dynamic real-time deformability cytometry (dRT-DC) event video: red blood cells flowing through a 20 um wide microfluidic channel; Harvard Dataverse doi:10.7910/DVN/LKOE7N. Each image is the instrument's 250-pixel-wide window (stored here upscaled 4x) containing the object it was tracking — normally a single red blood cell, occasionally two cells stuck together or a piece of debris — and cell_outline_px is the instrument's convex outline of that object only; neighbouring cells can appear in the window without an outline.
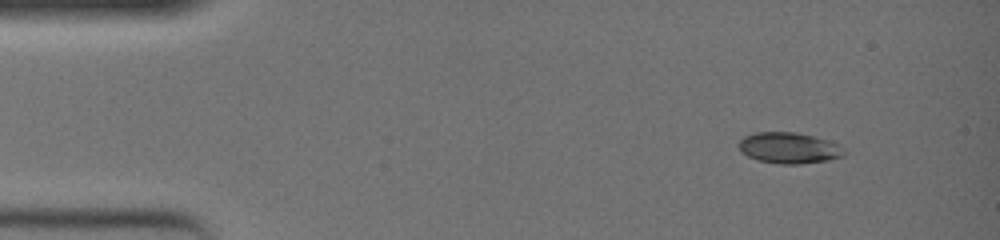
{"species": "common noctule bat (a hibernating species)", "species_latin": "Nyctalus noctula", "temperature_condition": "warm", "stored_images_in_passage": 46, "camera_frame_rate_fps": 3000, "um_per_image_px": 0.085, "animal": {"sex": "female", "body_mass_g": 19.0, "forearm_length_mm": 51.5}, "frame": {"image": 1, "passage_image": 1, "time_ms": 0.0, "image_size_px": [1000, 240], "cell_outline_px": [[848, 152], [844, 156], [828, 160], [800, 164], [776, 164], [756, 160], [740, 152], [736, 144], [744, 136], [756, 132], [796, 132], [832, 140], [844, 148]], "centroid_in_image_um": [67.08, 12.58], "position_along_channel_um": 17.9, "area_um2": 19.59}}
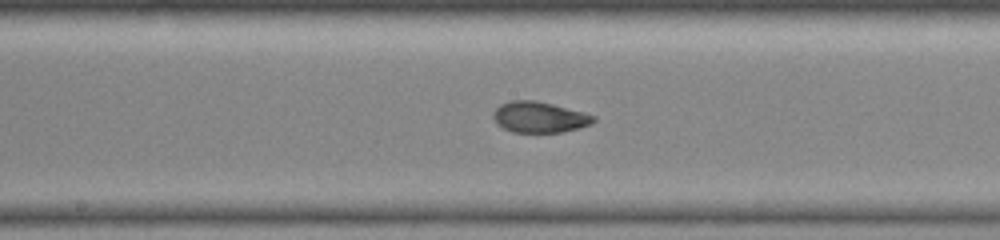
{"frame": {"image": 2, "passage_image": 23, "time_ms": 7.333, "image_size_px": [1000, 240], "cell_outline_px": [[596, 120], [592, 124], [580, 128], [560, 132], [512, 132], [496, 124], [492, 116], [492, 112], [500, 104], [512, 100], [536, 100], [584, 112], [596, 116]], "centroid_in_image_um": [45.84, 9.95], "position_along_channel_um": 202.4, "area_um2": 18.21}}
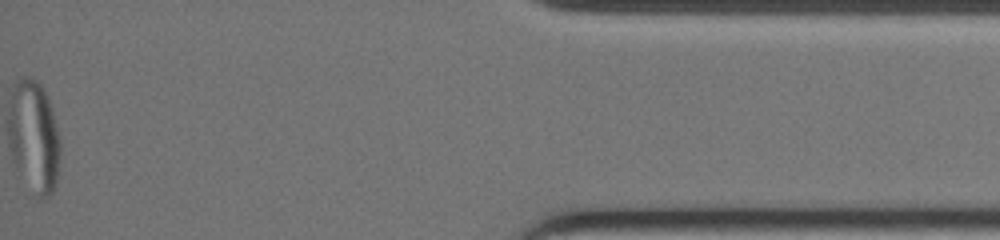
{"frame": {"image": 3, "passage_image": 46, "time_ms": 15.0, "image_size_px": [1000, 240], "cell_outline_px": [[60, 148], [56, 172], [52, 192], [48, 196], [40, 196], [20, 88], [20, 80], [32, 80], [44, 92], [60, 140]], "centroid_in_image_um": [3.49, 11.5], "position_along_channel_um": 431.7, "area_um2": 19.54}}